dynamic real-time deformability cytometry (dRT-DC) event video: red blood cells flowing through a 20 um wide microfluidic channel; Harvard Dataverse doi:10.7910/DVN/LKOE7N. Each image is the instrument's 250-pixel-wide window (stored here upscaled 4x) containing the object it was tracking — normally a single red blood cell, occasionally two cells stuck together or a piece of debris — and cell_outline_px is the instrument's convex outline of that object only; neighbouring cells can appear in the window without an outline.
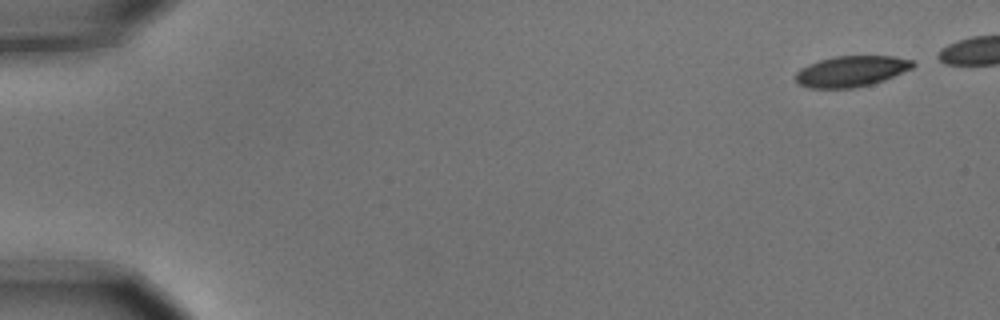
{"species": "common noctule bat (a hibernating species)", "species_latin": "Nyctalus noctula", "temperature_condition": "cold", "stored_images_in_passage": 5, "camera_frame_rate_fps": 3000, "um_per_image_px": 0.085, "animal": {"sex": "male", "body_mass_g": 15.6}, "frame": {"image": 1, "passage_image": 1, "time_ms": 0.0, "image_size_px": [1000, 320], "cell_outline_px": [[916, 64], [912, 68], [884, 80], [872, 84], [852, 88], [808, 88], [800, 84], [796, 80], [796, 72], [800, 68], [808, 64], [832, 56], [892, 56], [912, 60]], "centroid_in_image_um": [72.35, 6.05], "position_along_channel_um": 12.7, "area_um2": 21.04}}